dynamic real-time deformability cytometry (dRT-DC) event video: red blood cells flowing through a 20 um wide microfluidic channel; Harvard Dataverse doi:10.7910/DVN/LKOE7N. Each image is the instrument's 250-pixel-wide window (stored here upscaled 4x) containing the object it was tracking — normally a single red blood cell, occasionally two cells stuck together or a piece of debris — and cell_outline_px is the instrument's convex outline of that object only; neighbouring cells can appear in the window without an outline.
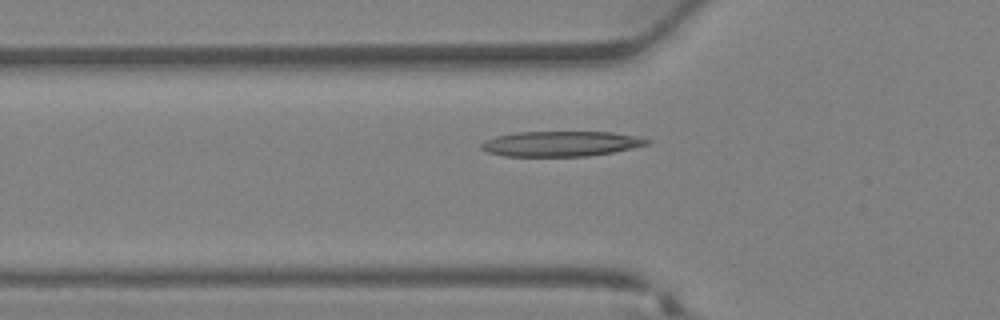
{"species": "Egyptian fruit bat (a non-hibernating species)", "species_latin": "Rousettus aegyptiacus", "temperature_condition": "warm", "stored_images_in_passage": 19, "camera_frame_rate_fps": 3000, "um_per_image_px": 0.085, "animal": {"sex": "female"}, "frame": {"image": 1, "passage_image": 2, "time_ms": 0.333, "image_size_px": [1000, 320], "cell_outline_px": [[652, 140], [648, 144], [632, 148], [612, 152], [588, 156], [504, 156], [488, 152], [480, 148], [480, 144], [484, 140], [496, 136], [516, 132], [612, 132], [636, 136]], "centroid_in_image_um": [47.65, 12.21], "position_along_channel_um": 78.1, "area_um2": 24.33}}
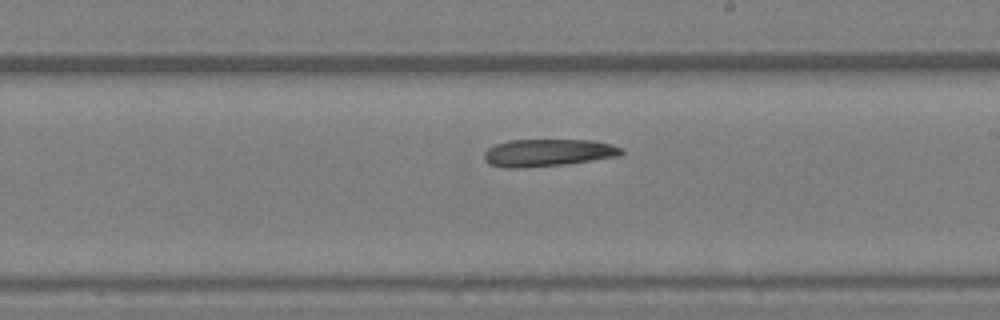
{"frame": {"image": 2, "passage_image": 11, "time_ms": 3.333, "image_size_px": [1000, 320], "cell_outline_px": [[624, 152], [620, 156], [564, 164], [516, 168], [508, 168], [488, 164], [484, 160], [484, 152], [488, 148], [496, 144], [508, 140], [592, 140], [612, 144], [624, 148]], "centroid_in_image_um": [46.58, 12.97], "position_along_channel_um": 242.4, "area_um2": 21.91}}
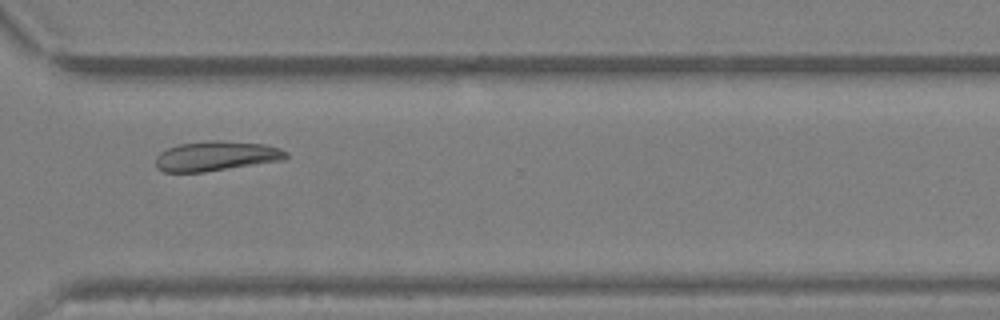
{"frame": {"image": 3, "passage_image": 17, "time_ms": 5.333, "image_size_px": [1000, 320], "cell_outline_px": [[288, 156], [284, 160], [204, 172], [164, 172], [156, 168], [156, 156], [160, 152], [168, 148], [180, 144], [208, 140], [220, 140], [264, 144], [280, 148], [288, 152]], "centroid_in_image_um": [18.38, 13.26], "position_along_channel_um": 352.2, "area_um2": 22.72}}